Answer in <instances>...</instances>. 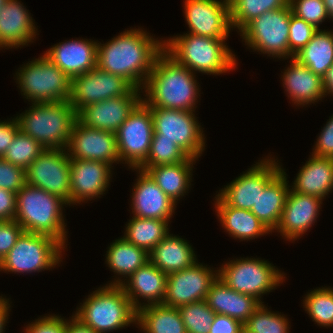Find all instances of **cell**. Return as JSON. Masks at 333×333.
Wrapping results in <instances>:
<instances>
[{"mask_svg":"<svg viewBox=\"0 0 333 333\" xmlns=\"http://www.w3.org/2000/svg\"><path fill=\"white\" fill-rule=\"evenodd\" d=\"M162 51L163 40L154 39L142 28L130 29L105 44L97 43V67L121 76L142 92Z\"/></svg>","mask_w":333,"mask_h":333,"instance_id":"cell-1","label":"cell"},{"mask_svg":"<svg viewBox=\"0 0 333 333\" xmlns=\"http://www.w3.org/2000/svg\"><path fill=\"white\" fill-rule=\"evenodd\" d=\"M143 89L147 98L142 100L156 108L195 111L200 96L194 73L164 50L156 57Z\"/></svg>","mask_w":333,"mask_h":333,"instance_id":"cell-2","label":"cell"},{"mask_svg":"<svg viewBox=\"0 0 333 333\" xmlns=\"http://www.w3.org/2000/svg\"><path fill=\"white\" fill-rule=\"evenodd\" d=\"M225 40L184 33L164 40L163 50L194 74L197 71L220 75L237 67L235 55Z\"/></svg>","mask_w":333,"mask_h":333,"instance_id":"cell-3","label":"cell"},{"mask_svg":"<svg viewBox=\"0 0 333 333\" xmlns=\"http://www.w3.org/2000/svg\"><path fill=\"white\" fill-rule=\"evenodd\" d=\"M65 205L68 203L59 196L26 183L17 193L14 219L24 232L52 236L65 247L67 231L62 212Z\"/></svg>","mask_w":333,"mask_h":333,"instance_id":"cell-4","label":"cell"},{"mask_svg":"<svg viewBox=\"0 0 333 333\" xmlns=\"http://www.w3.org/2000/svg\"><path fill=\"white\" fill-rule=\"evenodd\" d=\"M15 118L19 129L45 149L66 150L77 112L69 101L32 103Z\"/></svg>","mask_w":333,"mask_h":333,"instance_id":"cell-5","label":"cell"},{"mask_svg":"<svg viewBox=\"0 0 333 333\" xmlns=\"http://www.w3.org/2000/svg\"><path fill=\"white\" fill-rule=\"evenodd\" d=\"M75 316L97 333L137 324V310L120 285H106L88 295Z\"/></svg>","mask_w":333,"mask_h":333,"instance_id":"cell-6","label":"cell"},{"mask_svg":"<svg viewBox=\"0 0 333 333\" xmlns=\"http://www.w3.org/2000/svg\"><path fill=\"white\" fill-rule=\"evenodd\" d=\"M29 62L16 73L21 94L29 102L69 101L71 78L66 73L45 55Z\"/></svg>","mask_w":333,"mask_h":333,"instance_id":"cell-7","label":"cell"},{"mask_svg":"<svg viewBox=\"0 0 333 333\" xmlns=\"http://www.w3.org/2000/svg\"><path fill=\"white\" fill-rule=\"evenodd\" d=\"M284 276L272 263L260 258H236L218 269V278L229 288L252 296L261 304L262 295L277 289Z\"/></svg>","mask_w":333,"mask_h":333,"instance_id":"cell-8","label":"cell"},{"mask_svg":"<svg viewBox=\"0 0 333 333\" xmlns=\"http://www.w3.org/2000/svg\"><path fill=\"white\" fill-rule=\"evenodd\" d=\"M64 249L52 236L23 232L0 262V271L23 274L52 269L61 262Z\"/></svg>","mask_w":333,"mask_h":333,"instance_id":"cell-9","label":"cell"},{"mask_svg":"<svg viewBox=\"0 0 333 333\" xmlns=\"http://www.w3.org/2000/svg\"><path fill=\"white\" fill-rule=\"evenodd\" d=\"M290 5L266 11L250 21L241 31L245 44L254 51L278 58H289Z\"/></svg>","mask_w":333,"mask_h":333,"instance_id":"cell-10","label":"cell"},{"mask_svg":"<svg viewBox=\"0 0 333 333\" xmlns=\"http://www.w3.org/2000/svg\"><path fill=\"white\" fill-rule=\"evenodd\" d=\"M154 133L152 139H168L189 157L198 159L205 150L203 129L195 111L150 107Z\"/></svg>","mask_w":333,"mask_h":333,"instance_id":"cell-11","label":"cell"},{"mask_svg":"<svg viewBox=\"0 0 333 333\" xmlns=\"http://www.w3.org/2000/svg\"><path fill=\"white\" fill-rule=\"evenodd\" d=\"M153 133L151 109L142 100L115 133L121 163L139 168L147 159Z\"/></svg>","mask_w":333,"mask_h":333,"instance_id":"cell-12","label":"cell"},{"mask_svg":"<svg viewBox=\"0 0 333 333\" xmlns=\"http://www.w3.org/2000/svg\"><path fill=\"white\" fill-rule=\"evenodd\" d=\"M133 89L126 79L96 66L89 72L71 78L69 103L78 113L86 105L127 96Z\"/></svg>","mask_w":333,"mask_h":333,"instance_id":"cell-13","label":"cell"},{"mask_svg":"<svg viewBox=\"0 0 333 333\" xmlns=\"http://www.w3.org/2000/svg\"><path fill=\"white\" fill-rule=\"evenodd\" d=\"M26 183L65 200L70 206V158L63 149H45L26 169Z\"/></svg>","mask_w":333,"mask_h":333,"instance_id":"cell-14","label":"cell"},{"mask_svg":"<svg viewBox=\"0 0 333 333\" xmlns=\"http://www.w3.org/2000/svg\"><path fill=\"white\" fill-rule=\"evenodd\" d=\"M276 160L271 156L261 159L247 172L238 176L224 189L222 188L217 195L233 208L251 210L259 194L282 171Z\"/></svg>","mask_w":333,"mask_h":333,"instance_id":"cell-15","label":"cell"},{"mask_svg":"<svg viewBox=\"0 0 333 333\" xmlns=\"http://www.w3.org/2000/svg\"><path fill=\"white\" fill-rule=\"evenodd\" d=\"M217 278L218 270L213 271L198 261L189 268L170 273L167 275L166 294L162 305L178 308L203 301Z\"/></svg>","mask_w":333,"mask_h":333,"instance_id":"cell-16","label":"cell"},{"mask_svg":"<svg viewBox=\"0 0 333 333\" xmlns=\"http://www.w3.org/2000/svg\"><path fill=\"white\" fill-rule=\"evenodd\" d=\"M185 20L189 33L227 39L232 29L229 0H185Z\"/></svg>","mask_w":333,"mask_h":333,"instance_id":"cell-17","label":"cell"},{"mask_svg":"<svg viewBox=\"0 0 333 333\" xmlns=\"http://www.w3.org/2000/svg\"><path fill=\"white\" fill-rule=\"evenodd\" d=\"M66 152L69 158L119 163L116 134L109 131L90 128L78 119L71 131Z\"/></svg>","mask_w":333,"mask_h":333,"instance_id":"cell-18","label":"cell"},{"mask_svg":"<svg viewBox=\"0 0 333 333\" xmlns=\"http://www.w3.org/2000/svg\"><path fill=\"white\" fill-rule=\"evenodd\" d=\"M140 93V89L134 88L127 96L86 105L77 113V119L87 127L116 133L142 101Z\"/></svg>","mask_w":333,"mask_h":333,"instance_id":"cell-19","label":"cell"},{"mask_svg":"<svg viewBox=\"0 0 333 333\" xmlns=\"http://www.w3.org/2000/svg\"><path fill=\"white\" fill-rule=\"evenodd\" d=\"M112 167L101 161L70 158V205L100 198L109 186Z\"/></svg>","mask_w":333,"mask_h":333,"instance_id":"cell-20","label":"cell"},{"mask_svg":"<svg viewBox=\"0 0 333 333\" xmlns=\"http://www.w3.org/2000/svg\"><path fill=\"white\" fill-rule=\"evenodd\" d=\"M119 278L107 285H120L137 311L144 306L163 303L166 294L167 274L150 261L138 268L128 280ZM139 298L147 300V304L139 303Z\"/></svg>","mask_w":333,"mask_h":333,"instance_id":"cell-21","label":"cell"},{"mask_svg":"<svg viewBox=\"0 0 333 333\" xmlns=\"http://www.w3.org/2000/svg\"><path fill=\"white\" fill-rule=\"evenodd\" d=\"M323 199L292 191L287 194L279 225L275 229L292 242L314 225Z\"/></svg>","mask_w":333,"mask_h":333,"instance_id":"cell-22","label":"cell"},{"mask_svg":"<svg viewBox=\"0 0 333 333\" xmlns=\"http://www.w3.org/2000/svg\"><path fill=\"white\" fill-rule=\"evenodd\" d=\"M139 173L132 189L131 209L134 217L170 221L176 208L174 203L143 170Z\"/></svg>","mask_w":333,"mask_h":333,"instance_id":"cell-23","label":"cell"},{"mask_svg":"<svg viewBox=\"0 0 333 333\" xmlns=\"http://www.w3.org/2000/svg\"><path fill=\"white\" fill-rule=\"evenodd\" d=\"M97 41L85 39L59 42L44 55L70 78L91 71L97 66Z\"/></svg>","mask_w":333,"mask_h":333,"instance_id":"cell-24","label":"cell"},{"mask_svg":"<svg viewBox=\"0 0 333 333\" xmlns=\"http://www.w3.org/2000/svg\"><path fill=\"white\" fill-rule=\"evenodd\" d=\"M24 7L19 0H8L0 11V49L26 46L36 38L35 22Z\"/></svg>","mask_w":333,"mask_h":333,"instance_id":"cell-25","label":"cell"},{"mask_svg":"<svg viewBox=\"0 0 333 333\" xmlns=\"http://www.w3.org/2000/svg\"><path fill=\"white\" fill-rule=\"evenodd\" d=\"M205 301L214 313L227 315L242 324L261 305L254 297L229 288L219 278L212 283Z\"/></svg>","mask_w":333,"mask_h":333,"instance_id":"cell-26","label":"cell"},{"mask_svg":"<svg viewBox=\"0 0 333 333\" xmlns=\"http://www.w3.org/2000/svg\"><path fill=\"white\" fill-rule=\"evenodd\" d=\"M290 60V66L282 72L283 86L288 97L298 106L321 100L325 96L322 78L295 58Z\"/></svg>","mask_w":333,"mask_h":333,"instance_id":"cell-27","label":"cell"},{"mask_svg":"<svg viewBox=\"0 0 333 333\" xmlns=\"http://www.w3.org/2000/svg\"><path fill=\"white\" fill-rule=\"evenodd\" d=\"M300 168L292 191L316 196L324 200L333 190V158L312 154Z\"/></svg>","mask_w":333,"mask_h":333,"instance_id":"cell-28","label":"cell"},{"mask_svg":"<svg viewBox=\"0 0 333 333\" xmlns=\"http://www.w3.org/2000/svg\"><path fill=\"white\" fill-rule=\"evenodd\" d=\"M149 261L168 275L193 266L197 258L185 239L168 234L149 252Z\"/></svg>","mask_w":333,"mask_h":333,"instance_id":"cell-29","label":"cell"},{"mask_svg":"<svg viewBox=\"0 0 333 333\" xmlns=\"http://www.w3.org/2000/svg\"><path fill=\"white\" fill-rule=\"evenodd\" d=\"M284 169L259 194L256 204L250 210L271 233L279 225L282 211L289 192Z\"/></svg>","mask_w":333,"mask_h":333,"instance_id":"cell-30","label":"cell"},{"mask_svg":"<svg viewBox=\"0 0 333 333\" xmlns=\"http://www.w3.org/2000/svg\"><path fill=\"white\" fill-rule=\"evenodd\" d=\"M215 209L224 230L239 240L255 239L271 231L250 211L233 208L226 204L218 195L215 197Z\"/></svg>","mask_w":333,"mask_h":333,"instance_id":"cell-31","label":"cell"},{"mask_svg":"<svg viewBox=\"0 0 333 333\" xmlns=\"http://www.w3.org/2000/svg\"><path fill=\"white\" fill-rule=\"evenodd\" d=\"M196 158L187 157L184 161L149 167L146 172L155 181L158 187L174 202L189 190L192 180L193 164Z\"/></svg>","mask_w":333,"mask_h":333,"instance_id":"cell-32","label":"cell"},{"mask_svg":"<svg viewBox=\"0 0 333 333\" xmlns=\"http://www.w3.org/2000/svg\"><path fill=\"white\" fill-rule=\"evenodd\" d=\"M293 58L323 78L333 64V32L318 29Z\"/></svg>","mask_w":333,"mask_h":333,"instance_id":"cell-33","label":"cell"},{"mask_svg":"<svg viewBox=\"0 0 333 333\" xmlns=\"http://www.w3.org/2000/svg\"><path fill=\"white\" fill-rule=\"evenodd\" d=\"M145 333H187L178 308L148 305L137 311V324Z\"/></svg>","mask_w":333,"mask_h":333,"instance_id":"cell-34","label":"cell"},{"mask_svg":"<svg viewBox=\"0 0 333 333\" xmlns=\"http://www.w3.org/2000/svg\"><path fill=\"white\" fill-rule=\"evenodd\" d=\"M106 263L121 278H129L149 261V253L128 242L124 237L116 239L106 251Z\"/></svg>","mask_w":333,"mask_h":333,"instance_id":"cell-35","label":"cell"},{"mask_svg":"<svg viewBox=\"0 0 333 333\" xmlns=\"http://www.w3.org/2000/svg\"><path fill=\"white\" fill-rule=\"evenodd\" d=\"M169 222L159 219L132 217L126 225L124 238L148 253L168 234Z\"/></svg>","mask_w":333,"mask_h":333,"instance_id":"cell-36","label":"cell"},{"mask_svg":"<svg viewBox=\"0 0 333 333\" xmlns=\"http://www.w3.org/2000/svg\"><path fill=\"white\" fill-rule=\"evenodd\" d=\"M229 4L232 30L234 27L240 32L250 21L264 12L286 7L289 0H229Z\"/></svg>","mask_w":333,"mask_h":333,"instance_id":"cell-37","label":"cell"},{"mask_svg":"<svg viewBox=\"0 0 333 333\" xmlns=\"http://www.w3.org/2000/svg\"><path fill=\"white\" fill-rule=\"evenodd\" d=\"M303 307L311 319L322 327L333 326V288H317L308 292Z\"/></svg>","mask_w":333,"mask_h":333,"instance_id":"cell-38","label":"cell"},{"mask_svg":"<svg viewBox=\"0 0 333 333\" xmlns=\"http://www.w3.org/2000/svg\"><path fill=\"white\" fill-rule=\"evenodd\" d=\"M44 150L40 143L19 129L3 158L26 170Z\"/></svg>","mask_w":333,"mask_h":333,"instance_id":"cell-39","label":"cell"},{"mask_svg":"<svg viewBox=\"0 0 333 333\" xmlns=\"http://www.w3.org/2000/svg\"><path fill=\"white\" fill-rule=\"evenodd\" d=\"M244 333H289L285 315L272 312L261 304L243 324Z\"/></svg>","mask_w":333,"mask_h":333,"instance_id":"cell-40","label":"cell"},{"mask_svg":"<svg viewBox=\"0 0 333 333\" xmlns=\"http://www.w3.org/2000/svg\"><path fill=\"white\" fill-rule=\"evenodd\" d=\"M178 309L187 333H209L216 313L205 300L185 304Z\"/></svg>","mask_w":333,"mask_h":333,"instance_id":"cell-41","label":"cell"},{"mask_svg":"<svg viewBox=\"0 0 333 333\" xmlns=\"http://www.w3.org/2000/svg\"><path fill=\"white\" fill-rule=\"evenodd\" d=\"M187 157L174 142L168 139H152L147 159L138 169L146 171L149 167L176 164Z\"/></svg>","mask_w":333,"mask_h":333,"instance_id":"cell-42","label":"cell"},{"mask_svg":"<svg viewBox=\"0 0 333 333\" xmlns=\"http://www.w3.org/2000/svg\"><path fill=\"white\" fill-rule=\"evenodd\" d=\"M292 13L319 29V24L329 19L322 0H289Z\"/></svg>","mask_w":333,"mask_h":333,"instance_id":"cell-43","label":"cell"},{"mask_svg":"<svg viewBox=\"0 0 333 333\" xmlns=\"http://www.w3.org/2000/svg\"><path fill=\"white\" fill-rule=\"evenodd\" d=\"M318 29L292 13L290 7V27L288 45L290 58L299 52L312 39Z\"/></svg>","mask_w":333,"mask_h":333,"instance_id":"cell-44","label":"cell"},{"mask_svg":"<svg viewBox=\"0 0 333 333\" xmlns=\"http://www.w3.org/2000/svg\"><path fill=\"white\" fill-rule=\"evenodd\" d=\"M26 184V170L0 158V188L18 193Z\"/></svg>","mask_w":333,"mask_h":333,"instance_id":"cell-45","label":"cell"},{"mask_svg":"<svg viewBox=\"0 0 333 333\" xmlns=\"http://www.w3.org/2000/svg\"><path fill=\"white\" fill-rule=\"evenodd\" d=\"M23 232L24 229L15 219L0 221V262L6 257Z\"/></svg>","mask_w":333,"mask_h":333,"instance_id":"cell-46","label":"cell"},{"mask_svg":"<svg viewBox=\"0 0 333 333\" xmlns=\"http://www.w3.org/2000/svg\"><path fill=\"white\" fill-rule=\"evenodd\" d=\"M67 320L61 316L47 315L39 317L26 326V333H66Z\"/></svg>","mask_w":333,"mask_h":333,"instance_id":"cell-47","label":"cell"},{"mask_svg":"<svg viewBox=\"0 0 333 333\" xmlns=\"http://www.w3.org/2000/svg\"><path fill=\"white\" fill-rule=\"evenodd\" d=\"M312 154L333 158V115L320 132Z\"/></svg>","mask_w":333,"mask_h":333,"instance_id":"cell-48","label":"cell"},{"mask_svg":"<svg viewBox=\"0 0 333 333\" xmlns=\"http://www.w3.org/2000/svg\"><path fill=\"white\" fill-rule=\"evenodd\" d=\"M209 333H244L243 324L227 315L216 314Z\"/></svg>","mask_w":333,"mask_h":333,"instance_id":"cell-49","label":"cell"},{"mask_svg":"<svg viewBox=\"0 0 333 333\" xmlns=\"http://www.w3.org/2000/svg\"><path fill=\"white\" fill-rule=\"evenodd\" d=\"M16 197L17 194L11 190L0 188V221L14 220Z\"/></svg>","mask_w":333,"mask_h":333,"instance_id":"cell-50","label":"cell"},{"mask_svg":"<svg viewBox=\"0 0 333 333\" xmlns=\"http://www.w3.org/2000/svg\"><path fill=\"white\" fill-rule=\"evenodd\" d=\"M18 130L19 125L16 118L0 122V158L5 155Z\"/></svg>","mask_w":333,"mask_h":333,"instance_id":"cell-51","label":"cell"},{"mask_svg":"<svg viewBox=\"0 0 333 333\" xmlns=\"http://www.w3.org/2000/svg\"><path fill=\"white\" fill-rule=\"evenodd\" d=\"M66 333H97L91 327L84 324L74 314L70 320L67 321Z\"/></svg>","mask_w":333,"mask_h":333,"instance_id":"cell-52","label":"cell"},{"mask_svg":"<svg viewBox=\"0 0 333 333\" xmlns=\"http://www.w3.org/2000/svg\"><path fill=\"white\" fill-rule=\"evenodd\" d=\"M11 305L9 304V299L7 300L6 297L0 296V333H4V327L6 326V322L9 317V311Z\"/></svg>","mask_w":333,"mask_h":333,"instance_id":"cell-53","label":"cell"},{"mask_svg":"<svg viewBox=\"0 0 333 333\" xmlns=\"http://www.w3.org/2000/svg\"><path fill=\"white\" fill-rule=\"evenodd\" d=\"M322 80H323V88H324L325 96H327L328 94L333 95V64L326 71Z\"/></svg>","mask_w":333,"mask_h":333,"instance_id":"cell-54","label":"cell"},{"mask_svg":"<svg viewBox=\"0 0 333 333\" xmlns=\"http://www.w3.org/2000/svg\"><path fill=\"white\" fill-rule=\"evenodd\" d=\"M322 1L326 7L329 19H333V0H322Z\"/></svg>","mask_w":333,"mask_h":333,"instance_id":"cell-55","label":"cell"},{"mask_svg":"<svg viewBox=\"0 0 333 333\" xmlns=\"http://www.w3.org/2000/svg\"><path fill=\"white\" fill-rule=\"evenodd\" d=\"M8 0H0V11L3 9L4 5Z\"/></svg>","mask_w":333,"mask_h":333,"instance_id":"cell-56","label":"cell"}]
</instances>
